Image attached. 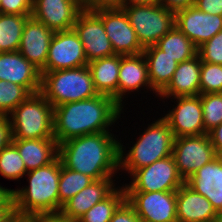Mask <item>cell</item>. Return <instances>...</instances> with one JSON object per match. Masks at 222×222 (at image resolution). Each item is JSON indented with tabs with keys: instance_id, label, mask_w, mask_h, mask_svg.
<instances>
[{
	"instance_id": "1",
	"label": "cell",
	"mask_w": 222,
	"mask_h": 222,
	"mask_svg": "<svg viewBox=\"0 0 222 222\" xmlns=\"http://www.w3.org/2000/svg\"><path fill=\"white\" fill-rule=\"evenodd\" d=\"M123 109L112 97L98 94L92 98L54 107V138L57 144L88 134L112 132Z\"/></svg>"
},
{
	"instance_id": "2",
	"label": "cell",
	"mask_w": 222,
	"mask_h": 222,
	"mask_svg": "<svg viewBox=\"0 0 222 222\" xmlns=\"http://www.w3.org/2000/svg\"><path fill=\"white\" fill-rule=\"evenodd\" d=\"M113 132H100L68 139L58 144L62 165L93 180L119 174V138Z\"/></svg>"
},
{
	"instance_id": "3",
	"label": "cell",
	"mask_w": 222,
	"mask_h": 222,
	"mask_svg": "<svg viewBox=\"0 0 222 222\" xmlns=\"http://www.w3.org/2000/svg\"><path fill=\"white\" fill-rule=\"evenodd\" d=\"M61 160L26 173L28 186L12 189L14 209L24 216L59 215Z\"/></svg>"
},
{
	"instance_id": "4",
	"label": "cell",
	"mask_w": 222,
	"mask_h": 222,
	"mask_svg": "<svg viewBox=\"0 0 222 222\" xmlns=\"http://www.w3.org/2000/svg\"><path fill=\"white\" fill-rule=\"evenodd\" d=\"M174 135L167 121L160 117L148 124L133 146H123L119 139V170L131 175L135 170L149 166L172 155ZM126 150V151H125ZM127 152V153H126Z\"/></svg>"
},
{
	"instance_id": "5",
	"label": "cell",
	"mask_w": 222,
	"mask_h": 222,
	"mask_svg": "<svg viewBox=\"0 0 222 222\" xmlns=\"http://www.w3.org/2000/svg\"><path fill=\"white\" fill-rule=\"evenodd\" d=\"M40 93L52 107L98 95L88 66L41 72Z\"/></svg>"
},
{
	"instance_id": "6",
	"label": "cell",
	"mask_w": 222,
	"mask_h": 222,
	"mask_svg": "<svg viewBox=\"0 0 222 222\" xmlns=\"http://www.w3.org/2000/svg\"><path fill=\"white\" fill-rule=\"evenodd\" d=\"M8 117L13 139L54 138V108L40 92L31 94Z\"/></svg>"
},
{
	"instance_id": "7",
	"label": "cell",
	"mask_w": 222,
	"mask_h": 222,
	"mask_svg": "<svg viewBox=\"0 0 222 222\" xmlns=\"http://www.w3.org/2000/svg\"><path fill=\"white\" fill-rule=\"evenodd\" d=\"M124 11L143 48L155 45L175 26V12L160 3L125 5Z\"/></svg>"
},
{
	"instance_id": "8",
	"label": "cell",
	"mask_w": 222,
	"mask_h": 222,
	"mask_svg": "<svg viewBox=\"0 0 222 222\" xmlns=\"http://www.w3.org/2000/svg\"><path fill=\"white\" fill-rule=\"evenodd\" d=\"M129 184H123L126 192L177 191L185 181L179 175L173 155L135 170Z\"/></svg>"
},
{
	"instance_id": "9",
	"label": "cell",
	"mask_w": 222,
	"mask_h": 222,
	"mask_svg": "<svg viewBox=\"0 0 222 222\" xmlns=\"http://www.w3.org/2000/svg\"><path fill=\"white\" fill-rule=\"evenodd\" d=\"M172 155L184 181L218 156L208 133L174 138Z\"/></svg>"
},
{
	"instance_id": "10",
	"label": "cell",
	"mask_w": 222,
	"mask_h": 222,
	"mask_svg": "<svg viewBox=\"0 0 222 222\" xmlns=\"http://www.w3.org/2000/svg\"><path fill=\"white\" fill-rule=\"evenodd\" d=\"M142 222H177L176 191L126 192Z\"/></svg>"
},
{
	"instance_id": "11",
	"label": "cell",
	"mask_w": 222,
	"mask_h": 222,
	"mask_svg": "<svg viewBox=\"0 0 222 222\" xmlns=\"http://www.w3.org/2000/svg\"><path fill=\"white\" fill-rule=\"evenodd\" d=\"M87 64L83 44L72 28L54 32L49 45L47 62L41 72L73 69Z\"/></svg>"
},
{
	"instance_id": "12",
	"label": "cell",
	"mask_w": 222,
	"mask_h": 222,
	"mask_svg": "<svg viewBox=\"0 0 222 222\" xmlns=\"http://www.w3.org/2000/svg\"><path fill=\"white\" fill-rule=\"evenodd\" d=\"M73 29L83 44L86 59L90 61L115 55L101 18L90 9H83Z\"/></svg>"
},
{
	"instance_id": "13",
	"label": "cell",
	"mask_w": 222,
	"mask_h": 222,
	"mask_svg": "<svg viewBox=\"0 0 222 222\" xmlns=\"http://www.w3.org/2000/svg\"><path fill=\"white\" fill-rule=\"evenodd\" d=\"M167 99H171L176 106L173 105L162 117L167 121L174 138L207 134L203 122L201 95Z\"/></svg>"
},
{
	"instance_id": "14",
	"label": "cell",
	"mask_w": 222,
	"mask_h": 222,
	"mask_svg": "<svg viewBox=\"0 0 222 222\" xmlns=\"http://www.w3.org/2000/svg\"><path fill=\"white\" fill-rule=\"evenodd\" d=\"M102 20L116 55H138L144 48L139 43L124 9L94 11Z\"/></svg>"
},
{
	"instance_id": "15",
	"label": "cell",
	"mask_w": 222,
	"mask_h": 222,
	"mask_svg": "<svg viewBox=\"0 0 222 222\" xmlns=\"http://www.w3.org/2000/svg\"><path fill=\"white\" fill-rule=\"evenodd\" d=\"M175 26L198 48L222 30V16L189 6L175 12Z\"/></svg>"
},
{
	"instance_id": "16",
	"label": "cell",
	"mask_w": 222,
	"mask_h": 222,
	"mask_svg": "<svg viewBox=\"0 0 222 222\" xmlns=\"http://www.w3.org/2000/svg\"><path fill=\"white\" fill-rule=\"evenodd\" d=\"M82 10L79 0H33L31 17L60 32L72 29Z\"/></svg>"
},
{
	"instance_id": "17",
	"label": "cell",
	"mask_w": 222,
	"mask_h": 222,
	"mask_svg": "<svg viewBox=\"0 0 222 222\" xmlns=\"http://www.w3.org/2000/svg\"><path fill=\"white\" fill-rule=\"evenodd\" d=\"M41 71L19 51L0 52V80L25 87L31 94L41 90Z\"/></svg>"
},
{
	"instance_id": "18",
	"label": "cell",
	"mask_w": 222,
	"mask_h": 222,
	"mask_svg": "<svg viewBox=\"0 0 222 222\" xmlns=\"http://www.w3.org/2000/svg\"><path fill=\"white\" fill-rule=\"evenodd\" d=\"M141 88L142 90L149 89L148 91H153L151 93L158 97V94L152 89L149 82L147 63L143 53L138 55H120L118 104L124 109L125 102L123 100L128 98L131 92H139Z\"/></svg>"
},
{
	"instance_id": "19",
	"label": "cell",
	"mask_w": 222,
	"mask_h": 222,
	"mask_svg": "<svg viewBox=\"0 0 222 222\" xmlns=\"http://www.w3.org/2000/svg\"><path fill=\"white\" fill-rule=\"evenodd\" d=\"M53 34L45 24L33 17L24 26L18 51L40 71L45 68Z\"/></svg>"
},
{
	"instance_id": "20",
	"label": "cell",
	"mask_w": 222,
	"mask_h": 222,
	"mask_svg": "<svg viewBox=\"0 0 222 222\" xmlns=\"http://www.w3.org/2000/svg\"><path fill=\"white\" fill-rule=\"evenodd\" d=\"M115 181L113 178L94 180L69 199L62 206L59 215L64 219L76 222L93 205L108 197L117 188Z\"/></svg>"
},
{
	"instance_id": "21",
	"label": "cell",
	"mask_w": 222,
	"mask_h": 222,
	"mask_svg": "<svg viewBox=\"0 0 222 222\" xmlns=\"http://www.w3.org/2000/svg\"><path fill=\"white\" fill-rule=\"evenodd\" d=\"M185 183L206 197L217 213L222 212V160L219 156L198 169Z\"/></svg>"
},
{
	"instance_id": "22",
	"label": "cell",
	"mask_w": 222,
	"mask_h": 222,
	"mask_svg": "<svg viewBox=\"0 0 222 222\" xmlns=\"http://www.w3.org/2000/svg\"><path fill=\"white\" fill-rule=\"evenodd\" d=\"M177 222H217L218 213L210 201L186 183L176 191Z\"/></svg>"
},
{
	"instance_id": "23",
	"label": "cell",
	"mask_w": 222,
	"mask_h": 222,
	"mask_svg": "<svg viewBox=\"0 0 222 222\" xmlns=\"http://www.w3.org/2000/svg\"><path fill=\"white\" fill-rule=\"evenodd\" d=\"M202 61L197 54L193 58L178 63L168 86L158 95L159 98H175L200 95V72Z\"/></svg>"
},
{
	"instance_id": "24",
	"label": "cell",
	"mask_w": 222,
	"mask_h": 222,
	"mask_svg": "<svg viewBox=\"0 0 222 222\" xmlns=\"http://www.w3.org/2000/svg\"><path fill=\"white\" fill-rule=\"evenodd\" d=\"M27 171L44 167L58 157V144L55 138L13 139Z\"/></svg>"
},
{
	"instance_id": "25",
	"label": "cell",
	"mask_w": 222,
	"mask_h": 222,
	"mask_svg": "<svg viewBox=\"0 0 222 222\" xmlns=\"http://www.w3.org/2000/svg\"><path fill=\"white\" fill-rule=\"evenodd\" d=\"M142 53L147 63L151 87L159 95L170 83L178 62L166 55L156 45L144 48Z\"/></svg>"
},
{
	"instance_id": "26",
	"label": "cell",
	"mask_w": 222,
	"mask_h": 222,
	"mask_svg": "<svg viewBox=\"0 0 222 222\" xmlns=\"http://www.w3.org/2000/svg\"><path fill=\"white\" fill-rule=\"evenodd\" d=\"M98 94L112 97L118 103L120 55L90 61L87 64Z\"/></svg>"
},
{
	"instance_id": "27",
	"label": "cell",
	"mask_w": 222,
	"mask_h": 222,
	"mask_svg": "<svg viewBox=\"0 0 222 222\" xmlns=\"http://www.w3.org/2000/svg\"><path fill=\"white\" fill-rule=\"evenodd\" d=\"M155 45L178 63L193 58L198 51L194 43L176 26L167 32Z\"/></svg>"
},
{
	"instance_id": "28",
	"label": "cell",
	"mask_w": 222,
	"mask_h": 222,
	"mask_svg": "<svg viewBox=\"0 0 222 222\" xmlns=\"http://www.w3.org/2000/svg\"><path fill=\"white\" fill-rule=\"evenodd\" d=\"M30 17L0 13V52L18 51L24 26Z\"/></svg>"
},
{
	"instance_id": "29",
	"label": "cell",
	"mask_w": 222,
	"mask_h": 222,
	"mask_svg": "<svg viewBox=\"0 0 222 222\" xmlns=\"http://www.w3.org/2000/svg\"><path fill=\"white\" fill-rule=\"evenodd\" d=\"M125 199L124 185H117V188L108 197L93 205L76 222H109L115 210Z\"/></svg>"
},
{
	"instance_id": "30",
	"label": "cell",
	"mask_w": 222,
	"mask_h": 222,
	"mask_svg": "<svg viewBox=\"0 0 222 222\" xmlns=\"http://www.w3.org/2000/svg\"><path fill=\"white\" fill-rule=\"evenodd\" d=\"M94 180L80 172L68 169L61 164L59 178V213L62 206Z\"/></svg>"
},
{
	"instance_id": "31",
	"label": "cell",
	"mask_w": 222,
	"mask_h": 222,
	"mask_svg": "<svg viewBox=\"0 0 222 222\" xmlns=\"http://www.w3.org/2000/svg\"><path fill=\"white\" fill-rule=\"evenodd\" d=\"M27 172L26 165L13 143L0 151V175L3 178L20 181Z\"/></svg>"
},
{
	"instance_id": "32",
	"label": "cell",
	"mask_w": 222,
	"mask_h": 222,
	"mask_svg": "<svg viewBox=\"0 0 222 222\" xmlns=\"http://www.w3.org/2000/svg\"><path fill=\"white\" fill-rule=\"evenodd\" d=\"M31 93L23 86L0 80V116H8Z\"/></svg>"
},
{
	"instance_id": "33",
	"label": "cell",
	"mask_w": 222,
	"mask_h": 222,
	"mask_svg": "<svg viewBox=\"0 0 222 222\" xmlns=\"http://www.w3.org/2000/svg\"><path fill=\"white\" fill-rule=\"evenodd\" d=\"M205 131L208 133L222 123V92L201 95Z\"/></svg>"
},
{
	"instance_id": "34",
	"label": "cell",
	"mask_w": 222,
	"mask_h": 222,
	"mask_svg": "<svg viewBox=\"0 0 222 222\" xmlns=\"http://www.w3.org/2000/svg\"><path fill=\"white\" fill-rule=\"evenodd\" d=\"M222 92V65L202 62L200 95Z\"/></svg>"
},
{
	"instance_id": "35",
	"label": "cell",
	"mask_w": 222,
	"mask_h": 222,
	"mask_svg": "<svg viewBox=\"0 0 222 222\" xmlns=\"http://www.w3.org/2000/svg\"><path fill=\"white\" fill-rule=\"evenodd\" d=\"M202 62L222 65V30L197 49Z\"/></svg>"
},
{
	"instance_id": "36",
	"label": "cell",
	"mask_w": 222,
	"mask_h": 222,
	"mask_svg": "<svg viewBox=\"0 0 222 222\" xmlns=\"http://www.w3.org/2000/svg\"><path fill=\"white\" fill-rule=\"evenodd\" d=\"M33 0H1L0 13L12 15H31Z\"/></svg>"
},
{
	"instance_id": "37",
	"label": "cell",
	"mask_w": 222,
	"mask_h": 222,
	"mask_svg": "<svg viewBox=\"0 0 222 222\" xmlns=\"http://www.w3.org/2000/svg\"><path fill=\"white\" fill-rule=\"evenodd\" d=\"M82 9L92 11L124 9L126 0H79Z\"/></svg>"
},
{
	"instance_id": "38",
	"label": "cell",
	"mask_w": 222,
	"mask_h": 222,
	"mask_svg": "<svg viewBox=\"0 0 222 222\" xmlns=\"http://www.w3.org/2000/svg\"><path fill=\"white\" fill-rule=\"evenodd\" d=\"M109 222H142L133 206L125 199L115 210Z\"/></svg>"
},
{
	"instance_id": "39",
	"label": "cell",
	"mask_w": 222,
	"mask_h": 222,
	"mask_svg": "<svg viewBox=\"0 0 222 222\" xmlns=\"http://www.w3.org/2000/svg\"><path fill=\"white\" fill-rule=\"evenodd\" d=\"M12 128L8 116H0V151L12 143Z\"/></svg>"
},
{
	"instance_id": "40",
	"label": "cell",
	"mask_w": 222,
	"mask_h": 222,
	"mask_svg": "<svg viewBox=\"0 0 222 222\" xmlns=\"http://www.w3.org/2000/svg\"><path fill=\"white\" fill-rule=\"evenodd\" d=\"M194 6L202 12L222 16V0H195Z\"/></svg>"
},
{
	"instance_id": "41",
	"label": "cell",
	"mask_w": 222,
	"mask_h": 222,
	"mask_svg": "<svg viewBox=\"0 0 222 222\" xmlns=\"http://www.w3.org/2000/svg\"><path fill=\"white\" fill-rule=\"evenodd\" d=\"M159 3L168 10L177 12L178 10L193 6L195 0H159Z\"/></svg>"
},
{
	"instance_id": "42",
	"label": "cell",
	"mask_w": 222,
	"mask_h": 222,
	"mask_svg": "<svg viewBox=\"0 0 222 222\" xmlns=\"http://www.w3.org/2000/svg\"><path fill=\"white\" fill-rule=\"evenodd\" d=\"M208 135L210 137L211 144L217 154H219L222 151V123L210 130Z\"/></svg>"
},
{
	"instance_id": "43",
	"label": "cell",
	"mask_w": 222,
	"mask_h": 222,
	"mask_svg": "<svg viewBox=\"0 0 222 222\" xmlns=\"http://www.w3.org/2000/svg\"><path fill=\"white\" fill-rule=\"evenodd\" d=\"M0 206H14L11 188L0 185Z\"/></svg>"
},
{
	"instance_id": "44",
	"label": "cell",
	"mask_w": 222,
	"mask_h": 222,
	"mask_svg": "<svg viewBox=\"0 0 222 222\" xmlns=\"http://www.w3.org/2000/svg\"><path fill=\"white\" fill-rule=\"evenodd\" d=\"M39 222H72L62 218L60 215H40Z\"/></svg>"
},
{
	"instance_id": "45",
	"label": "cell",
	"mask_w": 222,
	"mask_h": 222,
	"mask_svg": "<svg viewBox=\"0 0 222 222\" xmlns=\"http://www.w3.org/2000/svg\"><path fill=\"white\" fill-rule=\"evenodd\" d=\"M24 215L16 211L15 209L1 222H19Z\"/></svg>"
},
{
	"instance_id": "46",
	"label": "cell",
	"mask_w": 222,
	"mask_h": 222,
	"mask_svg": "<svg viewBox=\"0 0 222 222\" xmlns=\"http://www.w3.org/2000/svg\"><path fill=\"white\" fill-rule=\"evenodd\" d=\"M13 210L14 206H0V222L4 220Z\"/></svg>"
},
{
	"instance_id": "47",
	"label": "cell",
	"mask_w": 222,
	"mask_h": 222,
	"mask_svg": "<svg viewBox=\"0 0 222 222\" xmlns=\"http://www.w3.org/2000/svg\"><path fill=\"white\" fill-rule=\"evenodd\" d=\"M159 3V0H126V5L153 4Z\"/></svg>"
},
{
	"instance_id": "48",
	"label": "cell",
	"mask_w": 222,
	"mask_h": 222,
	"mask_svg": "<svg viewBox=\"0 0 222 222\" xmlns=\"http://www.w3.org/2000/svg\"><path fill=\"white\" fill-rule=\"evenodd\" d=\"M19 222H39V216H24Z\"/></svg>"
},
{
	"instance_id": "49",
	"label": "cell",
	"mask_w": 222,
	"mask_h": 222,
	"mask_svg": "<svg viewBox=\"0 0 222 222\" xmlns=\"http://www.w3.org/2000/svg\"><path fill=\"white\" fill-rule=\"evenodd\" d=\"M217 222H222V212L218 213Z\"/></svg>"
},
{
	"instance_id": "50",
	"label": "cell",
	"mask_w": 222,
	"mask_h": 222,
	"mask_svg": "<svg viewBox=\"0 0 222 222\" xmlns=\"http://www.w3.org/2000/svg\"><path fill=\"white\" fill-rule=\"evenodd\" d=\"M218 156H219L220 159L222 160V151L218 154Z\"/></svg>"
}]
</instances>
